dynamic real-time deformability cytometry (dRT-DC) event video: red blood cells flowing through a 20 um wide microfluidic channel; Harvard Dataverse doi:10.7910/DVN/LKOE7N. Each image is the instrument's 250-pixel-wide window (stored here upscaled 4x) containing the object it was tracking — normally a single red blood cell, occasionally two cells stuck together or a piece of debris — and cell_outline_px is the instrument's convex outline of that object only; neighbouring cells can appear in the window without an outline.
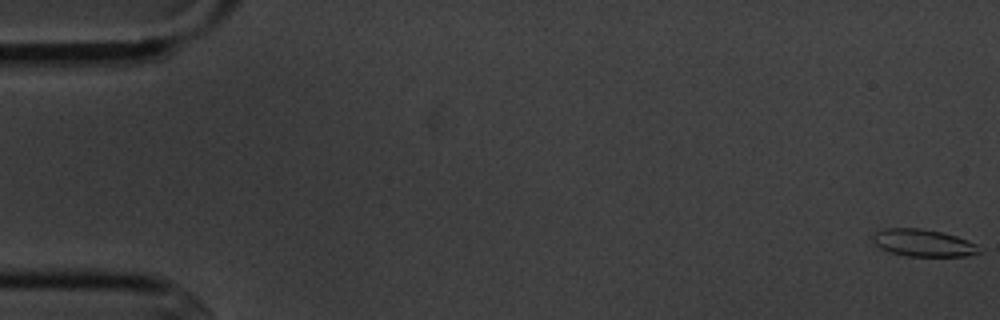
{"species": "common noctule bat (a hibernating species)", "species_latin": "Nyctalus noctula", "temperature_condition": "cold", "stored_images_in_passage": 5, "camera_frame_rate_fps": 3000, "um_per_image_px": 0.085, "animal": {"sex": "male", "body_mass_g": 20.1, "forearm_length_mm": 53.5}, "frame": {"image": 1, "passage_image": 1, "time_ms": 0.0, "image_size_px": [1000, 320], "cell_outline_px": [[984, 252], [968, 256], [908, 256], [888, 252], [880, 248], [872, 240], [872, 236], [876, 232], [884, 228], [920, 228], [940, 232], [956, 236], [976, 244]], "centroid_in_image_um": [78.48, 20.65], "position_along_channel_um": 6.5, "area_um2": 16.94}}